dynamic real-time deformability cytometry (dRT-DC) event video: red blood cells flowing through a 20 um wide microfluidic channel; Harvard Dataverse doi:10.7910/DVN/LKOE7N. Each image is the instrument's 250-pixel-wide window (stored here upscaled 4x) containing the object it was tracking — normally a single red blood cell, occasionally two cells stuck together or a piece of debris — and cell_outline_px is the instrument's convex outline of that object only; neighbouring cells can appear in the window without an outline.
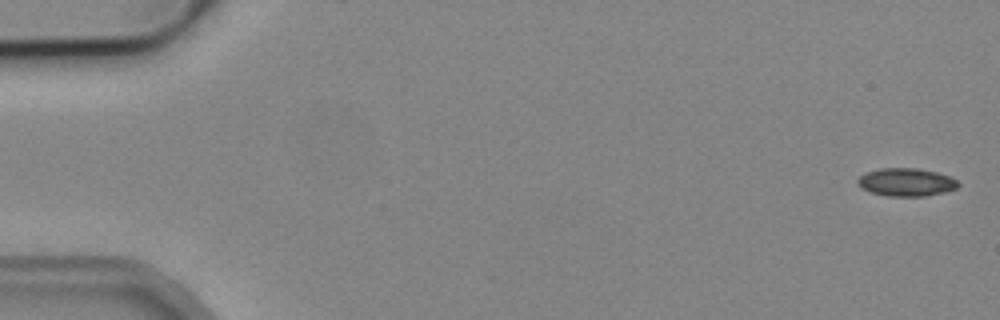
{"species": "common noctule bat (a hibernating species)", "species_latin": "Nyctalus noctula", "temperature_condition": "cold", "stored_images_in_passage": 7, "segment_of_instrument_passage": [2, 2], "camera_frame_rate_fps": 3000, "um_per_image_px": 0.085, "animal": {"sex": "male", "body_mass_g": 19.2, "forearm_length_mm": 51.8}, "frame": {"image": 1, "passage_image": 7, "time_ms": 8.333, "image_size_px": [1000, 320], "cell_outline_px": [[960, 184], [956, 188], [944, 192], [924, 196], [888, 196], [872, 192], [860, 188], [856, 184], [856, 180], [864, 172], [880, 168], [916, 168], [936, 172], [948, 176], [956, 180]], "centroid_in_image_um": [76.97, 15.48], "position_along_channel_um": 8.0, "area_um2": 16.42}}